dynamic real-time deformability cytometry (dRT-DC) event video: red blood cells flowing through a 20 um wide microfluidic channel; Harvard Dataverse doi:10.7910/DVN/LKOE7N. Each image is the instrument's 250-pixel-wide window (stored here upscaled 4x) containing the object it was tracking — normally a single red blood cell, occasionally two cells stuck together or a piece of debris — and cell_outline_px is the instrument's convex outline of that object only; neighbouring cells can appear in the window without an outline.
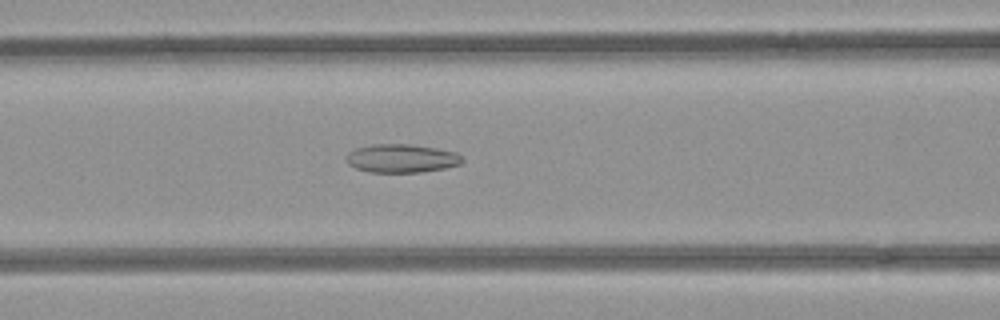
{"species": "common noctule bat (a hibernating species)", "species_latin": "Nyctalus noctula", "temperature_condition": "room temperature", "stored_images_in_passage": 51, "camera_frame_rate_fps": 3000, "um_per_image_px": 0.085, "animal": {"sex": "female", "body_mass_g": 21.9}, "frame": {"image": 1, "passage_image": 21, "time_ms": 6.667, "image_size_px": [1000, 320], "cell_outline_px": [[464, 160], [460, 164], [444, 168], [420, 172], [368, 172], [356, 168], [348, 164], [344, 160], [348, 152], [356, 148], [372, 144], [412, 144], [436, 148], [456, 152]], "centroid_in_image_um": [34.09, 13.45], "position_along_channel_um": 132.5, "area_um2": 19.31}}
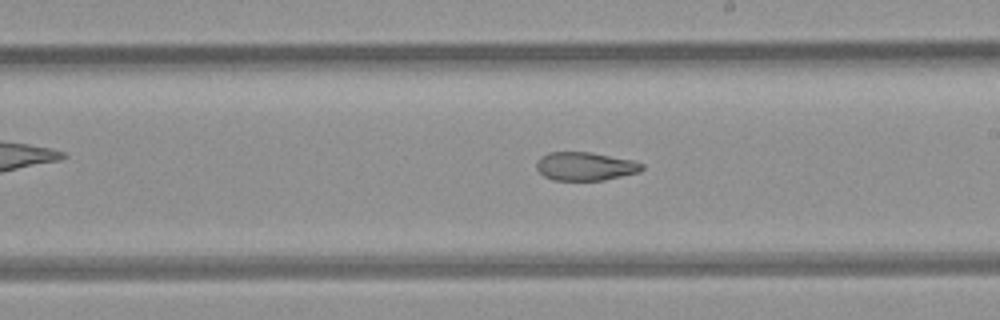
{"frame": {"image": 2, "passage_image": 29, "time_ms": 9.333, "image_size_px": [1000, 320], "cell_outline_px": [[644, 168], [640, 172], [604, 180], [552, 180], [544, 176], [536, 168], [536, 164], [540, 156], [548, 152], [592, 152], [636, 160], [644, 164]], "centroid_in_image_um": [49.78, 14.12], "position_along_channel_um": 239.2, "area_um2": 17.74}}
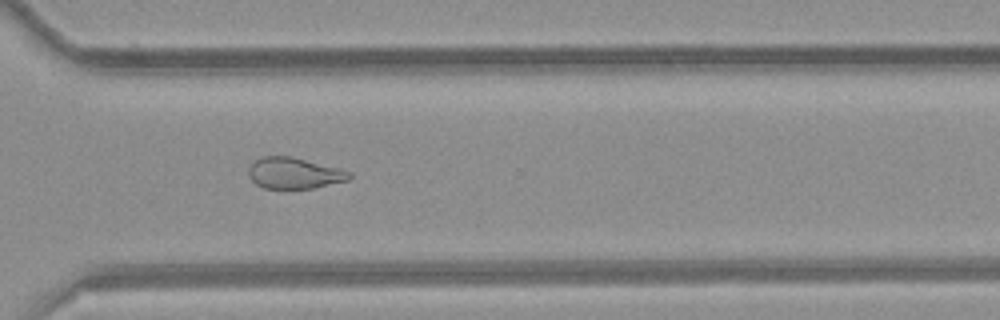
{"frame": {"image": 3, "passage_image": 37, "time_ms": 12.0, "image_size_px": [1000, 320], "cell_outline_px": [[352, 176], [348, 180], [312, 188], [264, 188], [256, 184], [248, 176], [248, 168], [256, 160], [264, 156], [292, 156], [340, 168], [352, 172]], "centroid_in_image_um": [25.02, 14.71], "position_along_channel_um": 345.6, "area_um2": 18.26}, "authors_computed_cell_mechanics": {"area_um2": 21.1548, "velocity_mm_per_s": 4.0079, "shape_relaxation_time_tau1_ms": null, "shape_relaxation_time_tau2_ms": 3.7975, "deformation_change_tau1": null, "deformation_change_tau2": 0.1111}}